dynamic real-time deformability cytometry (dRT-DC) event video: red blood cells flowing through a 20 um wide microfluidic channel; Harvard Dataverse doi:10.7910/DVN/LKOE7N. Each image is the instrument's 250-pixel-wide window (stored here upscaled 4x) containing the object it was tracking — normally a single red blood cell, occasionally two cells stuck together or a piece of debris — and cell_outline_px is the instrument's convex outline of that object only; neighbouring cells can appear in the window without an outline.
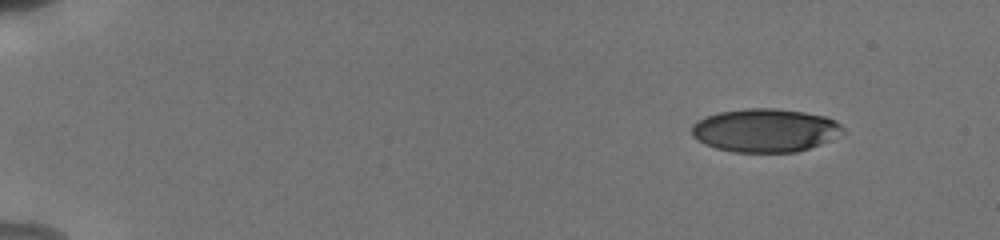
{"species": "human", "species_latin": "Homo sapiens", "temperature_condition": "cold", "stored_images_in_passage": 18, "camera_frame_rate_fps": 3000, "um_per_image_px": 0.085, "donor": {"sex": "male"}, "frame": {"image": 1, "passage_image": 1, "time_ms": 0.0, "image_size_px": [1000, 240], "cell_outline_px": [[848, 132], [820, 144], [796, 152], [732, 152], [716, 148], [704, 144], [696, 140], [692, 136], [692, 124], [696, 120], [704, 116], [720, 112], [744, 108], [776, 108], [804, 112], [824, 116], [836, 120]], "centroid_in_image_um": [65.03, 11.07], "position_along_channel_um": 20.0, "area_um2": 38.61}}
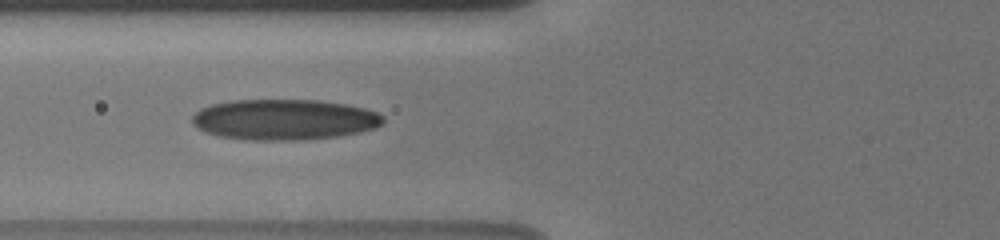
{"frame": {"image": 2, "passage_image": 14, "time_ms": 5.667, "image_size_px": [1000, 240], "cell_outline_px": [[384, 120], [376, 128], [360, 132], [336, 136], [304, 140], [252, 140], [220, 136], [204, 132], [196, 128], [192, 124], [192, 116], [200, 108], [212, 104], [232, 100], [320, 100], [348, 104], [364, 108], [376, 112], [384, 116]], "centroid_in_image_um": [24.15, 10.16], "position_along_channel_um": 101.7, "area_um2": 45.49}}
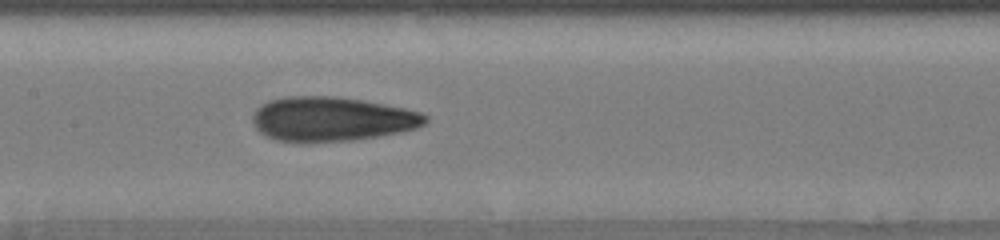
{"frame": {"image": 3, "passage_image": 18, "time_ms": 7.667, "image_size_px": [1000, 240], "cell_outline_px": [[428, 120], [424, 124], [416, 128], [400, 132], [352, 140], [304, 144], [276, 140], [260, 132], [256, 128], [252, 120], [252, 116], [256, 108], [268, 100], [288, 96], [336, 96], [364, 100], [404, 108], [420, 112], [428, 116]], "centroid_in_image_um": [28.16, 10.13], "position_along_channel_um": 179.2, "area_um2": 45.14}}